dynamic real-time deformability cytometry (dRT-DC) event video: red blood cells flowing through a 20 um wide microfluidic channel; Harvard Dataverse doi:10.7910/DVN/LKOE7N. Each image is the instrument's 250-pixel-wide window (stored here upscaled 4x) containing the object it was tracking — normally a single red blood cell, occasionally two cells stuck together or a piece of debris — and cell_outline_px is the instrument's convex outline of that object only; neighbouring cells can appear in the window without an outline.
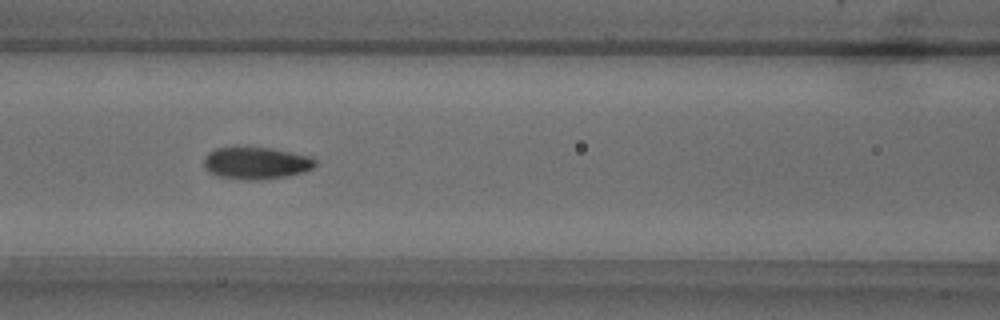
{"species": "common noctule bat (a hibernating species)", "species_latin": "Nyctalus noctula", "temperature_condition": "warm", "stored_images_in_passage": 52, "camera_frame_rate_fps": 3000, "um_per_image_px": 0.085, "animal": {"sex": "male", "body_mass_g": 18.8}, "frame": {"image": 1, "passage_image": 22, "time_ms": 7.0, "image_size_px": [1000, 320], "cell_outline_px": [[316, 164], [312, 168], [304, 172], [288, 176], [260, 180], [248, 180], [216, 176], [208, 172], [204, 168], [204, 156], [208, 152], [216, 148], [272, 148], [292, 152], [308, 156], [316, 160]], "centroid_in_image_um": [21.75, 13.88], "position_along_channel_um": 144.8, "area_um2": 20.87}}
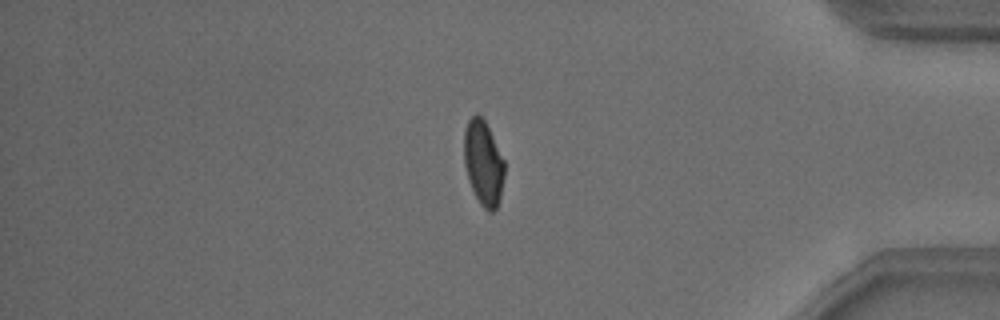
{"frame": {"image": 2, "passage_image": 44, "time_ms": 14.333, "image_size_px": [1000, 320], "cell_outline_px": [[504, 176], [500, 196], [496, 208], [492, 212], [488, 212], [480, 204], [468, 180], [464, 164], [464, 128], [468, 120], [476, 112], [484, 120], [504, 160]], "centroid_in_image_um": [41.06, 13.85], "position_along_channel_um": 394.1, "area_um2": 19.83}}
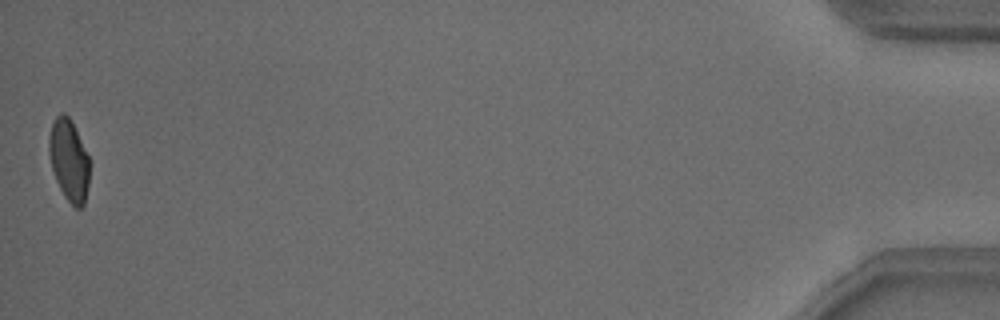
{"frame": {"image": 3, "passage_image": 52, "time_ms": 17.0, "image_size_px": [1000, 320], "cell_outline_px": [[92, 164], [84, 204], [80, 208], [76, 208], [64, 196], [56, 180], [52, 168], [48, 148], [48, 140], [52, 124], [56, 116], [60, 112], [64, 112], [68, 116], [92, 160]], "centroid_in_image_um": [5.89, 13.61], "position_along_channel_um": 429.3, "area_um2": 19.54}, "authors_computed_cell_mechanics": {"area_um2": 20.23, "velocity_mm_per_s": 3.8358, "shape_relaxation_time_tau1_ms": 4.1633, "shape_relaxation_time_tau2_ms": null, "deformation_change_tau1": 0.1418, "deformation_change_tau2": null}}